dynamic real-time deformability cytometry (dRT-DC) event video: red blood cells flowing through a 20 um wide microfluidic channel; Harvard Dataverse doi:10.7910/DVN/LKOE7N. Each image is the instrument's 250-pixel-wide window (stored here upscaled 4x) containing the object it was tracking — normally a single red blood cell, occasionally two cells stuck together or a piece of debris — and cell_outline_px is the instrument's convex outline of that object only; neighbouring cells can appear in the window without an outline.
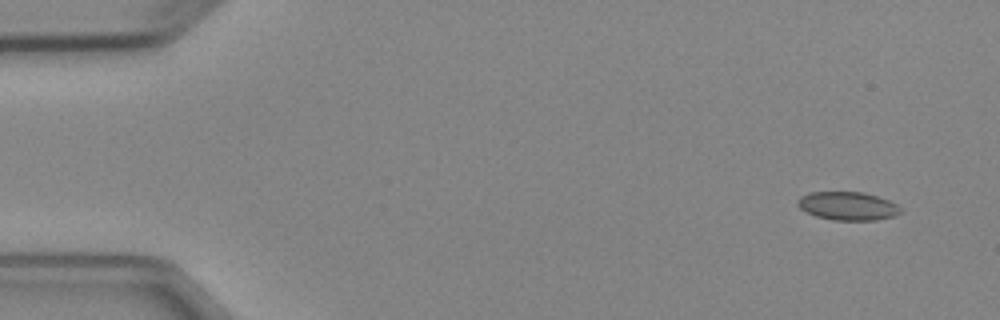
{"species": "Egyptian fruit bat (a non-hibernating species)", "species_latin": "Rousettus aegyptiacus", "temperature_condition": "cold", "stored_images_in_passage": 5, "camera_frame_rate_fps": 3000, "um_per_image_px": 0.085, "animal": {"sex": "female"}, "frame": {"image": 1, "passage_image": 1, "time_ms": 0.0, "image_size_px": [1000, 320], "cell_outline_px": [[900, 212], [896, 216], [876, 220], [832, 220], [816, 216], [800, 208], [796, 204], [796, 200], [800, 196], [808, 192], [864, 192], [888, 200], [896, 204], [900, 208]], "centroid_in_image_um": [72.03, 17.5], "position_along_channel_um": 13.0, "area_um2": 17.05}}
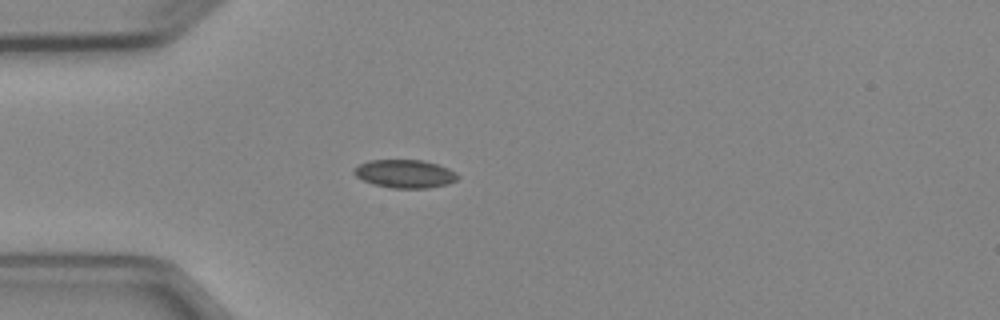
{"frame": {"image": 2, "passage_image": 4, "time_ms": 3.667, "image_size_px": [1000, 320], "cell_outline_px": [[460, 176], [456, 180], [448, 184], [428, 188], [392, 188], [372, 184], [356, 176], [352, 172], [352, 168], [368, 160], [424, 160], [448, 168], [456, 172]], "centroid_in_image_um": [34.4, 14.77], "position_along_channel_um": 50.6, "area_um2": 17.17}}